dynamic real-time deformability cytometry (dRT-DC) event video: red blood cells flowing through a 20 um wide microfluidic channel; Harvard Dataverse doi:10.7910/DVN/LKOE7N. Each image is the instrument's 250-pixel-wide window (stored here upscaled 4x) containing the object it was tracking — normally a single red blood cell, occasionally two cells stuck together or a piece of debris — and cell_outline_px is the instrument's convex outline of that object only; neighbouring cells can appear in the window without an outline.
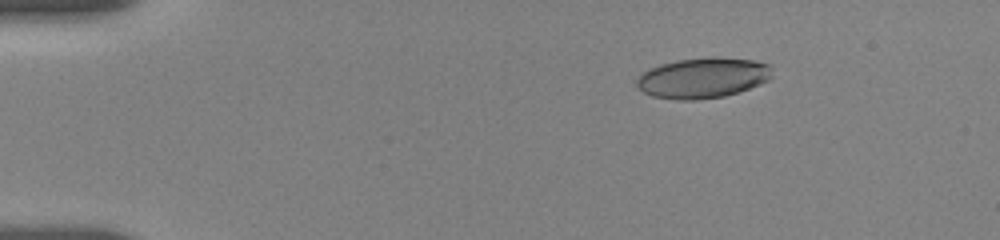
{"species": "human", "species_latin": "Homo sapiens", "temperature_condition": "room temperature", "stored_images_in_passage": 47, "camera_frame_rate_fps": 3000, "um_per_image_px": 0.085, "donor": {"sex": "female"}, "frame": {"image": 1, "passage_image": 1, "time_ms": 0.0, "image_size_px": [1000, 240], "cell_outline_px": [[772, 76], [768, 80], [760, 84], [724, 96], [696, 100], [676, 100], [652, 96], [644, 92], [636, 84], [636, 80], [644, 72], [660, 64], [680, 60], [712, 56], [716, 56], [752, 60], [768, 64], [772, 68]], "centroid_in_image_um": [59.76, 6.61], "position_along_channel_um": 25.2, "area_um2": 31.79}}
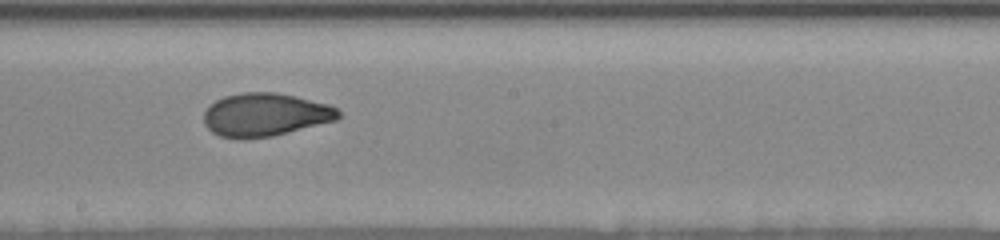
{"frame": {"image": 2, "passage_image": 24, "time_ms": 7.667, "image_size_px": [1000, 240], "cell_outline_px": [[340, 116], [336, 120], [272, 136], [244, 140], [240, 140], [220, 136], [212, 132], [204, 124], [204, 112], [216, 100], [224, 96], [244, 92], [276, 92], [296, 96], [328, 104], [336, 108], [340, 112]], "centroid_in_image_um": [22.52, 9.76], "position_along_channel_um": 225.7, "area_um2": 33.93}}
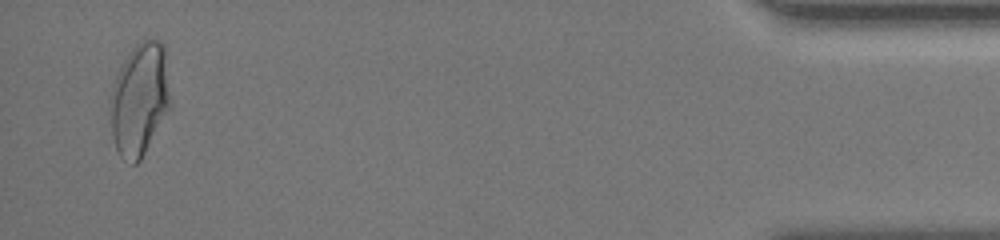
{"frame": {"image": 3, "passage_image": 46, "time_ms": 15.0, "image_size_px": [1000, 240], "cell_outline_px": [[168, 108], [140, 160], [136, 164], [132, 164], [120, 156], [116, 148], [112, 136], [108, 108], [112, 88], [116, 76], [124, 60], [132, 48], [144, 40], [160, 40], [164, 44], [168, 96]], "centroid_in_image_um": [11.79, 8.45], "position_along_channel_um": 423.4, "area_um2": 38.49}, "authors_computed_cell_mechanics": {"area_um2": 33.813, "velocity_mm_per_s": 3.6818, "shape_relaxation_time_tau1_ms": 5.9414, "shape_relaxation_time_tau2_ms": 1.2298, "deformation_change_tau1": 0.2025, "deformation_change_tau2": 0.0569}}